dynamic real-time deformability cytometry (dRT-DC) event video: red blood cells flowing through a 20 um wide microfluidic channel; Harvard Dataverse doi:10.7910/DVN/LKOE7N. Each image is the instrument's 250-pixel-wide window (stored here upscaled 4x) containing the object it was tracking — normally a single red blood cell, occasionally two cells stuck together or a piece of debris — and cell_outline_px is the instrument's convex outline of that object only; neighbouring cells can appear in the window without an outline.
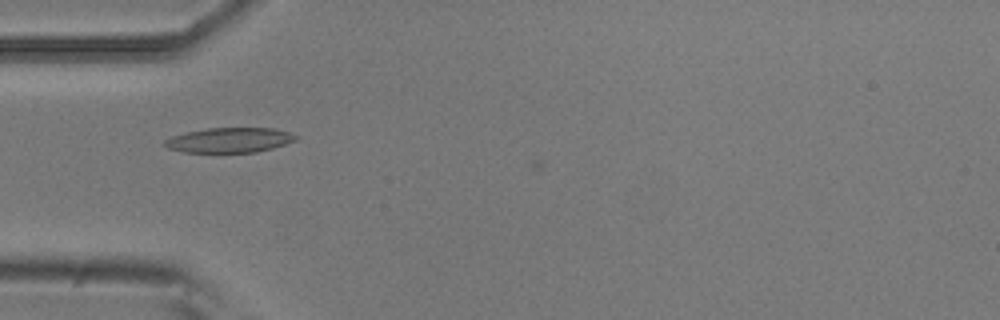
{"species": "common noctule bat (a hibernating species)", "species_latin": "Nyctalus noctula", "temperature_condition": "room temperature", "stored_images_in_passage": 3, "camera_frame_rate_fps": 3000, "um_per_image_px": 0.085, "animal": {"sex": "male", "body_mass_g": 20.5, "forearm_length_mm": 52.5}, "frame": {"image": 1, "passage_image": 2, "time_ms": 0.333, "image_size_px": [1000, 320], "cell_outline_px": [[300, 136], [296, 140], [272, 148], [256, 152], [184, 152], [168, 148], [160, 144], [164, 140], [172, 136], [188, 132], [208, 128], [272, 128], [288, 132]], "centroid_in_image_um": [19.49, 11.91], "position_along_channel_um": 65.5, "area_um2": 18.96}}